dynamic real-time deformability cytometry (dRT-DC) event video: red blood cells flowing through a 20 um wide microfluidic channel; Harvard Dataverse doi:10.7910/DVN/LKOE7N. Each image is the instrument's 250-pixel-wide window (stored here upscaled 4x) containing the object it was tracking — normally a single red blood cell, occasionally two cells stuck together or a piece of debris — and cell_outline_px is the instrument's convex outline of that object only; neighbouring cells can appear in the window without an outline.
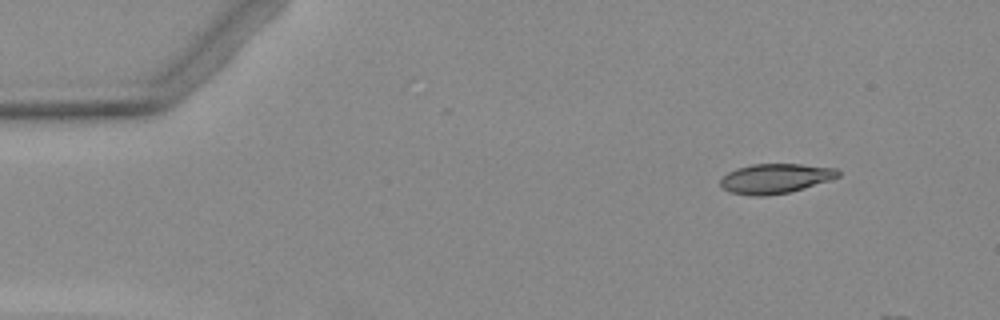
{"species": "Egyptian fruit bat (a non-hibernating species)", "species_latin": "Rousettus aegyptiacus", "temperature_condition": "warm", "stored_images_in_passage": 3, "camera_frame_rate_fps": 3000, "um_per_image_px": 0.085, "animal": {"sex": "female"}, "frame": {"image": 1, "passage_image": 1, "time_ms": 0.0, "image_size_px": [1000, 320], "cell_outline_px": [[840, 176], [804, 188], [788, 192], [764, 196], [752, 196], [732, 192], [724, 188], [720, 184], [720, 180], [728, 172], [736, 168], [752, 164], [800, 164], [836, 168], [840, 172]], "centroid_in_image_um": [65.9, 15.16], "position_along_channel_um": 19.1, "area_um2": 20.17}}